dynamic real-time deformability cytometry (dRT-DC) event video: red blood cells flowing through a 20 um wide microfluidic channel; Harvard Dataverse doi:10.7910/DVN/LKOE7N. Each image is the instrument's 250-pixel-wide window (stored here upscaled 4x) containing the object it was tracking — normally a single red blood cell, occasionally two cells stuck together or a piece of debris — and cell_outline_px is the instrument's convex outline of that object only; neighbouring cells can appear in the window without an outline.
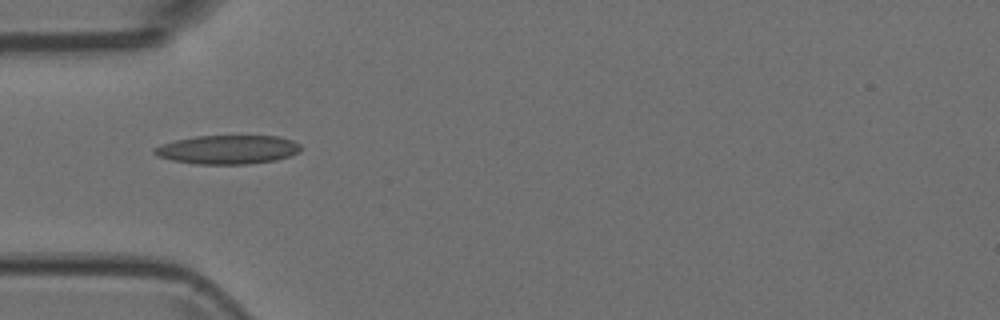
{"species": "Egyptian fruit bat (a non-hibernating species)", "species_latin": "Rousettus aegyptiacus", "temperature_condition": "room temperature", "stored_images_in_passage": 7, "camera_frame_rate_fps": 3000, "um_per_image_px": 0.085, "animal": {"sex": "female"}, "frame": {"image": 1, "passage_image": 4, "time_ms": 1.0, "image_size_px": [1000, 320], "cell_outline_px": [[300, 152], [276, 160], [244, 164], [196, 164], [172, 160], [156, 156], [152, 152], [152, 148], [160, 144], [176, 140], [196, 136], [280, 136], [292, 140], [300, 144]], "centroid_in_image_um": [19.32, 12.71], "position_along_channel_um": 65.7, "area_um2": 24.68}}
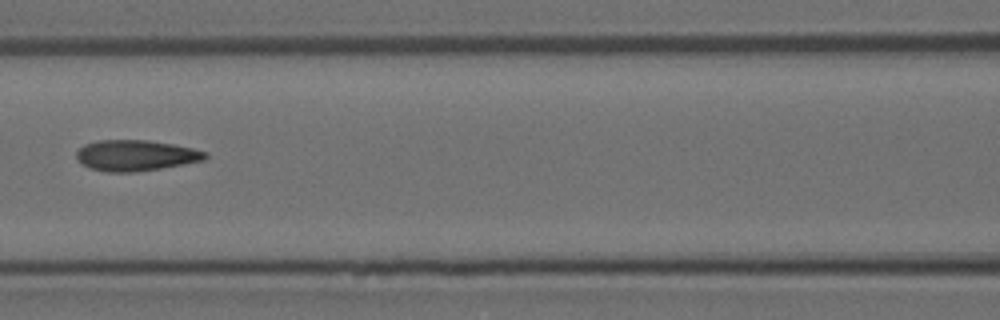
{"frame": {"image": 2, "passage_image": 6, "time_ms": 1.667, "image_size_px": [1000, 320], "cell_outline_px": [[208, 156], [204, 160], [160, 168], [132, 172], [108, 172], [92, 168], [84, 164], [76, 156], [76, 152], [84, 144], [96, 140], [148, 140], [172, 144], [192, 148], [208, 152]], "centroid_in_image_um": [11.55, 13.2], "position_along_channel_um": 155.1, "area_um2": 22.89}}
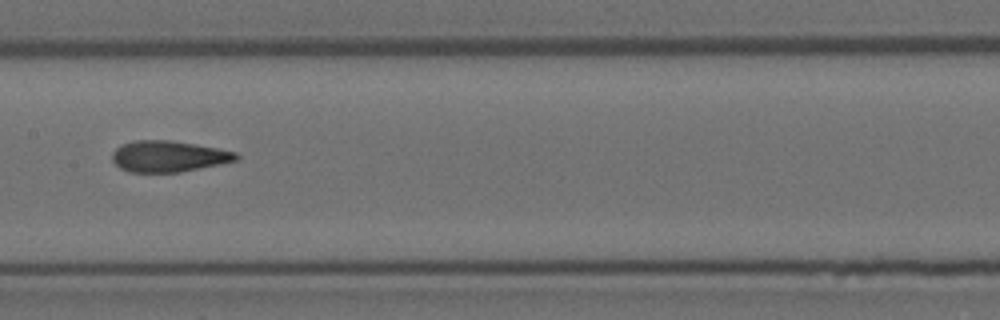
{"frame": {"image": 3, "passage_image": 7, "time_ms": 2.0, "image_size_px": [1000, 320], "cell_outline_px": [[240, 156], [236, 160], [220, 164], [180, 172], [128, 172], [120, 168], [112, 160], [112, 152], [120, 144], [136, 140], [172, 140], [216, 148], [236, 152]], "centroid_in_image_um": [14.29, 13.28], "position_along_channel_um": 193.1, "area_um2": 22.48}}